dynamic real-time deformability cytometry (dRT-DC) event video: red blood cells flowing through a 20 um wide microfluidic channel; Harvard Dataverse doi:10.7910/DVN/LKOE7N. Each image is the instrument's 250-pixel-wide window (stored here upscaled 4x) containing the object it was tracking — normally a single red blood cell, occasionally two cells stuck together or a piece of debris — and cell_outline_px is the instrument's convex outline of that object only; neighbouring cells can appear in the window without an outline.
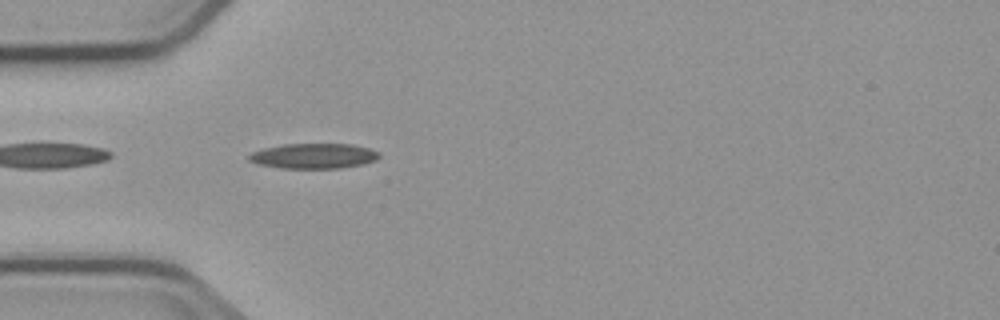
{"species": "common noctule bat (a hibernating species)", "species_latin": "Nyctalus noctula", "temperature_condition": "cold", "stored_images_in_passage": 4, "camera_frame_rate_fps": 3000, "um_per_image_px": 0.085, "animal": {"sex": "male", "body_mass_g": 23.1, "forearm_length_mm": 52.7}, "frame": {"image": 1, "passage_image": 4, "time_ms": 4.667, "image_size_px": [1000, 320], "cell_outline_px": [[380, 156], [376, 160], [364, 164], [340, 168], [280, 168], [260, 164], [248, 160], [248, 156], [252, 152], [264, 148], [284, 144], [352, 144], [368, 148], [380, 152]], "centroid_in_image_um": [26.69, 13.25], "position_along_channel_um": 58.3, "area_um2": 19.07}}